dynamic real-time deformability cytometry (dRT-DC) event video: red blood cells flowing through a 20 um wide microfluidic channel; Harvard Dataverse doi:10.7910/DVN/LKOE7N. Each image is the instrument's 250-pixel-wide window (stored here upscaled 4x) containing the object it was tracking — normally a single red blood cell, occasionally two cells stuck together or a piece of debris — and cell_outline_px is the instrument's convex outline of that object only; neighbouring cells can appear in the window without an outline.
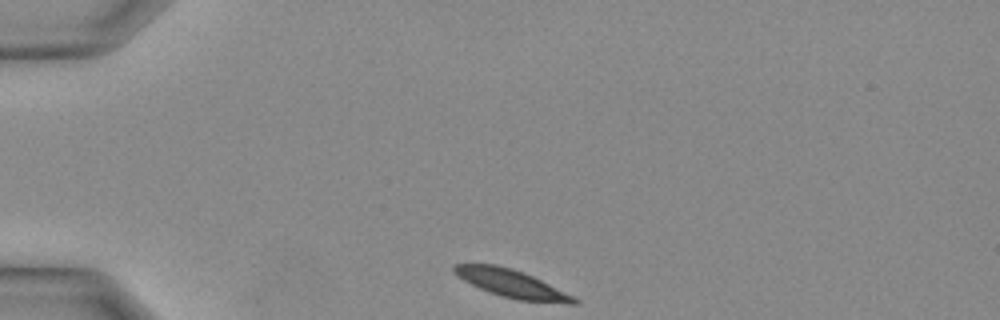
{"species": "Egyptian fruit bat (a non-hibernating species)", "species_latin": "Rousettus aegyptiacus", "temperature_condition": "warm", "stored_images_in_passage": 24, "camera_frame_rate_fps": 3000, "um_per_image_px": 0.085, "animal": {"sex": "female"}, "frame": {"image": 1, "passage_image": 1, "time_ms": 0.0, "image_size_px": [1000, 320], "cell_outline_px": [[580, 300], [576, 304], [568, 304], [516, 300], [488, 292], [456, 276], [452, 272], [452, 268], [456, 264], [496, 264], [512, 268], [524, 272]], "centroid_in_image_um": [43.46, 24.11], "position_along_channel_um": 41.5, "area_um2": 19.36}}
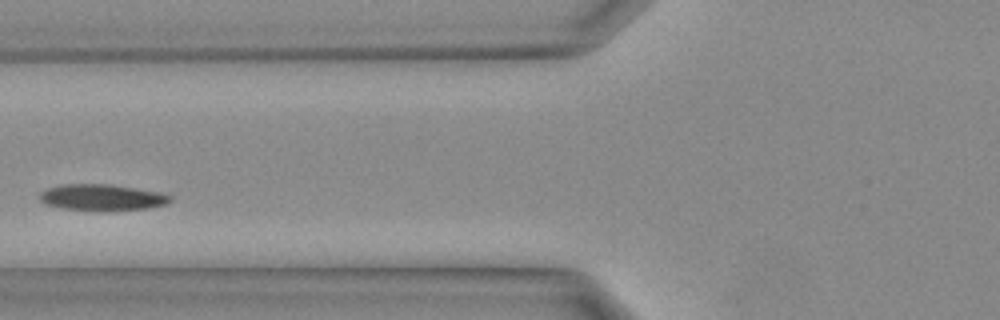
{"frame": {"image": 2, "passage_image": 7, "time_ms": 2.0, "image_size_px": [1000, 320], "cell_outline_px": [[172, 200], [164, 204], [148, 208], [112, 212], [92, 212], [60, 208], [44, 204], [40, 200], [40, 192], [48, 188], [64, 184], [108, 184], [160, 192], [172, 196]], "centroid_in_image_um": [8.65, 16.81], "position_along_channel_um": 117.2, "area_um2": 20.52}}
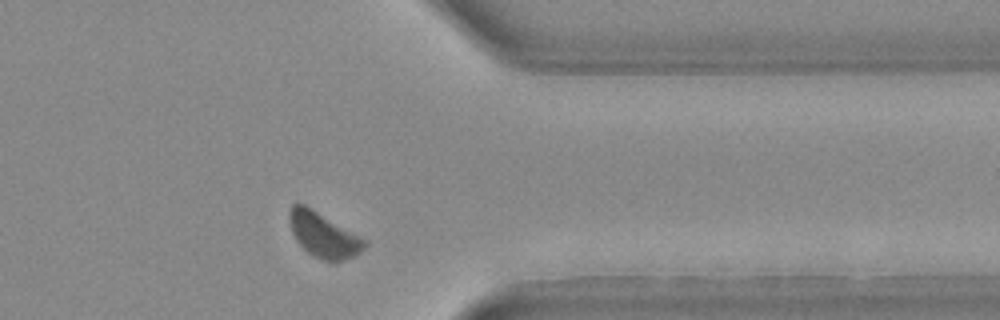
{"frame": {"image": 3, "passage_image": 21, "time_ms": 6.667, "image_size_px": [1000, 320], "cell_outline_px": [[368, 244], [360, 252], [336, 264], [332, 264], [320, 260], [312, 256], [296, 240], [292, 232], [288, 220], [288, 212], [292, 204], [304, 204], [312, 208], [368, 240]], "centroid_in_image_um": [27.51, 20.0], "position_along_channel_um": 383.9, "area_um2": 20.11}}